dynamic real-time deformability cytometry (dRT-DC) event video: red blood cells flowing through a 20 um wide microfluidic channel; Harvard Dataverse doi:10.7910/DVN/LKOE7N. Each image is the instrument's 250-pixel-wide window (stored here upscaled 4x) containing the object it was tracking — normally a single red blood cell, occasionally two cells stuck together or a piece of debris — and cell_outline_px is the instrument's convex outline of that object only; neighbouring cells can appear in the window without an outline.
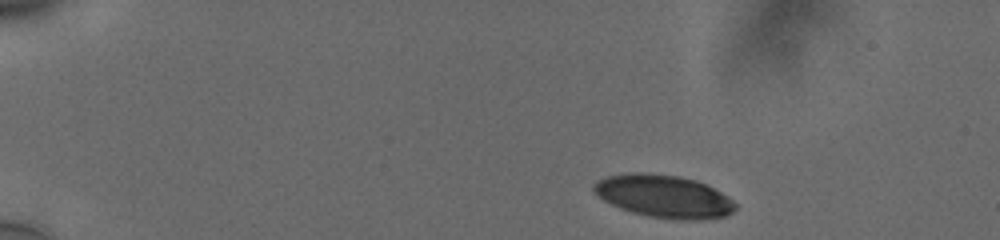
{"species": "human", "species_latin": "Homo sapiens", "temperature_condition": "cold", "stored_images_in_passage": 4, "camera_frame_rate_fps": 3000, "um_per_image_px": 0.085, "donor": {"sex": "male"}, "frame": {"image": 1, "passage_image": 1, "time_ms": 0.0, "image_size_px": [1000, 240], "cell_outline_px": [[736, 208], [732, 212], [724, 216], [700, 220], [676, 220], [648, 216], [632, 212], [620, 208], [604, 200], [592, 188], [592, 184], [596, 180], [608, 176], [628, 172], [648, 172], [680, 176], [696, 180], [728, 196], [736, 204]], "centroid_in_image_um": [56.41, 16.68], "position_along_channel_um": 28.6, "area_um2": 35.32}}